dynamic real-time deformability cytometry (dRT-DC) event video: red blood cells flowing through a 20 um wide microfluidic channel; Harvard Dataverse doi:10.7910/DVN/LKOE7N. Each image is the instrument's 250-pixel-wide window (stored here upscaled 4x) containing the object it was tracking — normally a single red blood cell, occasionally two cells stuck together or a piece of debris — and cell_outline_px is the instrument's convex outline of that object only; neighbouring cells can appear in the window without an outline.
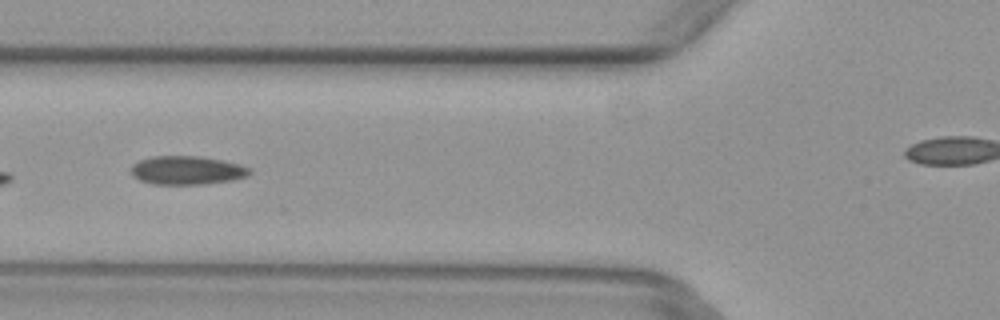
{"species": "common noctule bat (a hibernating species)", "species_latin": "Nyctalus noctula", "temperature_condition": "warm", "stored_images_in_passage": 4, "camera_frame_rate_fps": 3000, "um_per_image_px": 0.085, "animal": {"sex": "female", "body_mass_g": 29.2, "forearm_length_mm": 56.3}, "frame": {"image": 1, "passage_image": 4, "time_ms": 1.0, "image_size_px": [1000, 320], "cell_outline_px": [[252, 172], [248, 176], [232, 180], [204, 184], [152, 184], [140, 180], [132, 176], [132, 164], [140, 160], [152, 156], [200, 156], [224, 160], [240, 164], [252, 168]], "centroid_in_image_um": [15.93, 14.47], "position_along_channel_um": 109.9, "area_um2": 19.94}}